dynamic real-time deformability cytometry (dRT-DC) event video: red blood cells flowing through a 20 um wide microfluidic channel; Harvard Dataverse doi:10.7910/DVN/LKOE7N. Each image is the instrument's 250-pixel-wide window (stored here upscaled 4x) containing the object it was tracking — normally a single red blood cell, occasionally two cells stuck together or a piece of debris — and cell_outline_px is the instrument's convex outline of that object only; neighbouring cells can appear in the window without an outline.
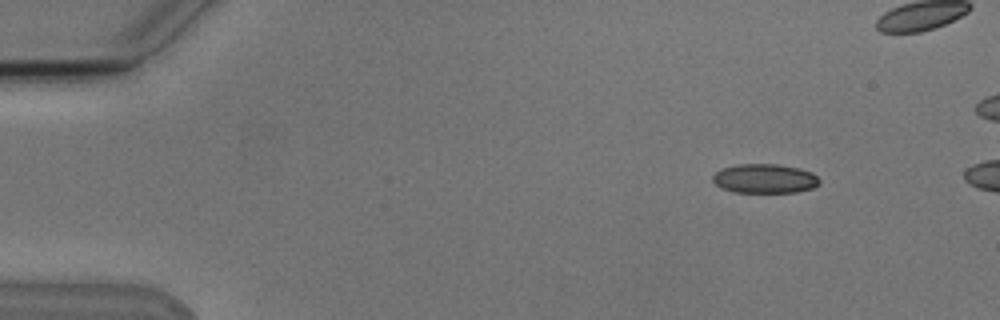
{"species": "Egyptian fruit bat (a non-hibernating species)", "species_latin": "Rousettus aegyptiacus", "temperature_condition": "cold", "stored_images_in_passage": 4, "camera_frame_rate_fps": 3000, "um_per_image_px": 0.085, "animal": {"sex": "male"}, "frame": {"image": 1, "passage_image": 1, "time_ms": 0.0, "image_size_px": [1000, 320], "cell_outline_px": [[820, 184], [812, 188], [796, 192], [732, 192], [720, 188], [712, 180], [712, 176], [720, 168], [740, 164], [776, 164], [800, 168], [812, 172], [820, 180]], "centroid_in_image_um": [64.99, 15.18], "position_along_channel_um": 20.0, "area_um2": 18.32}}